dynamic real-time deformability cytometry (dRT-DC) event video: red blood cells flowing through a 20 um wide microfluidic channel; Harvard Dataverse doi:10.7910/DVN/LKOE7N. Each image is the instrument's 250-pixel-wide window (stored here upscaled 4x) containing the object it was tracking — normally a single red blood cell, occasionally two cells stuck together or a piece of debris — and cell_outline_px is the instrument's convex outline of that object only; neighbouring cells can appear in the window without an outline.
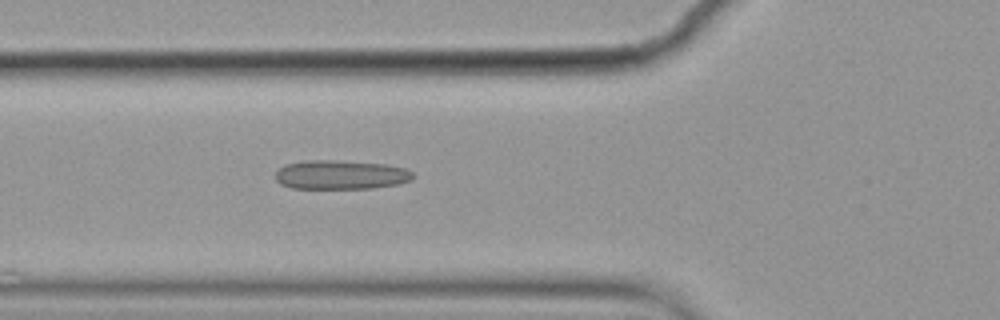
{"species": "common noctule bat (a hibernating species)", "species_latin": "Nyctalus noctula", "temperature_condition": "cold", "stored_images_in_passage": 2, "camera_frame_rate_fps": 3000, "um_per_image_px": 0.085, "animal": {"sex": "female", "body_mass_g": 19.9}, "frame": {"image": 1, "passage_image": 2, "time_ms": 0.333, "image_size_px": [1000, 320], "cell_outline_px": [[412, 180], [400, 184], [372, 188], [292, 188], [280, 184], [276, 180], [276, 168], [284, 164], [304, 160], [332, 160], [388, 164], [404, 168], [412, 172]], "centroid_in_image_um": [28.93, 14.85], "position_along_channel_um": 96.9, "area_um2": 23.52}}